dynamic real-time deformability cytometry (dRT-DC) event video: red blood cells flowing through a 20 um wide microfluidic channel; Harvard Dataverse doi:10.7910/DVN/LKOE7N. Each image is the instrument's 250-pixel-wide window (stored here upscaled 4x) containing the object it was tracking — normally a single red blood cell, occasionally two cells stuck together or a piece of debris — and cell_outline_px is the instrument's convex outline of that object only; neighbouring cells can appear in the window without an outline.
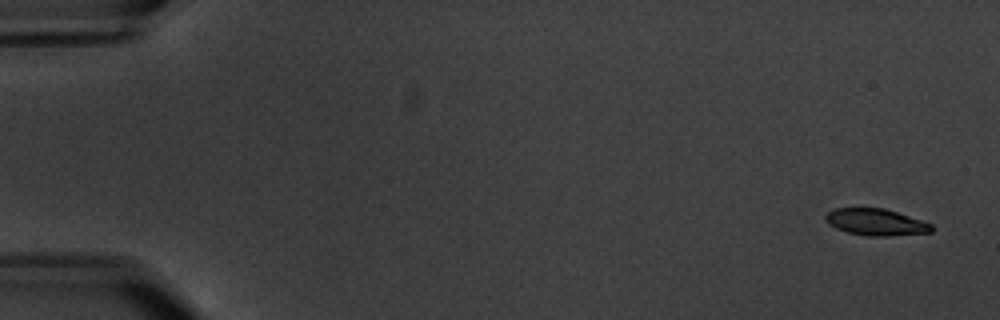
{"species": "common noctule bat (a hibernating species)", "species_latin": "Nyctalus noctula", "temperature_condition": "warm", "stored_images_in_passage": 6, "camera_frame_rate_fps": 3000, "um_per_image_px": 0.085, "animal": {"sex": "male", "body_mass_g": 20.1, "forearm_length_mm": 53.5}, "frame": {"image": 1, "passage_image": 1, "time_ms": 0.0, "image_size_px": [1000, 320], "cell_outline_px": [[932, 232], [888, 236], [868, 236], [848, 232], [836, 228], [828, 224], [824, 220], [824, 216], [828, 212], [836, 208], [884, 208], [932, 224]], "centroid_in_image_um": [74.41, 18.88], "position_along_channel_um": 10.6, "area_um2": 16.36}}
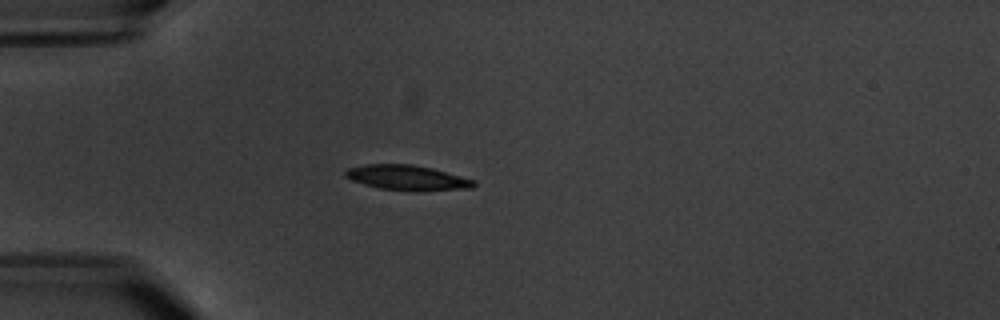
{"frame": {"image": 2, "passage_image": 5, "time_ms": 5.0, "image_size_px": [1000, 320], "cell_outline_px": [[476, 184], [472, 188], [416, 192], [380, 188], [364, 184], [352, 180], [344, 176], [344, 172], [348, 168], [364, 164], [412, 164], [432, 168], [476, 180]], "centroid_in_image_um": [34.63, 15.11], "position_along_channel_um": 50.4, "area_um2": 18.96}}